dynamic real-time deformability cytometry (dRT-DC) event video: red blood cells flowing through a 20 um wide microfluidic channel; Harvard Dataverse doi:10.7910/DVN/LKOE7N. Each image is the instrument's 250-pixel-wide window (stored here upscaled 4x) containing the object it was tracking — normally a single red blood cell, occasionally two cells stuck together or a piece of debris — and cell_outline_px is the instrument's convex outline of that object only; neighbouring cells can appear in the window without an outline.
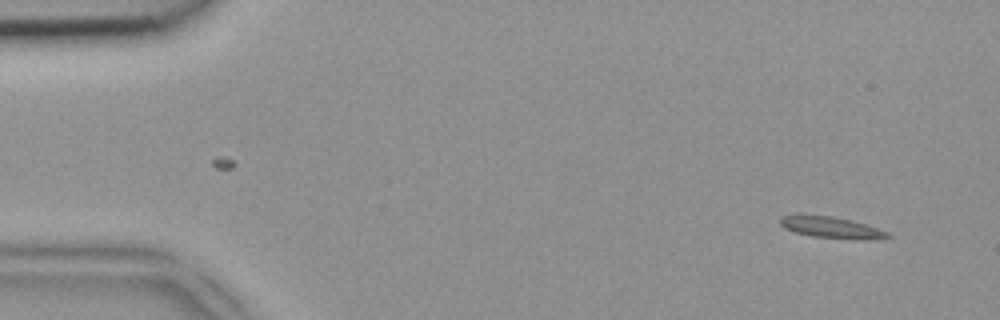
{"species": "common noctule bat (a hibernating species)", "species_latin": "Nyctalus noctula", "temperature_condition": "room temperature", "stored_images_in_passage": 49, "camera_frame_rate_fps": 3000, "um_per_image_px": 0.085, "animal": {"sex": "female", "body_mass_g": 18.4}, "frame": {"image": 1, "passage_image": 3, "time_ms": 0.667, "image_size_px": [1000, 320], "cell_outline_px": [[892, 236], [868, 240], [812, 236], [796, 232], [784, 228], [780, 224], [780, 216], [796, 212], [804, 212], [832, 216], [864, 224], [888, 232]], "centroid_in_image_um": [70.53, 19.28], "position_along_channel_um": 14.5, "area_um2": 13.64}}
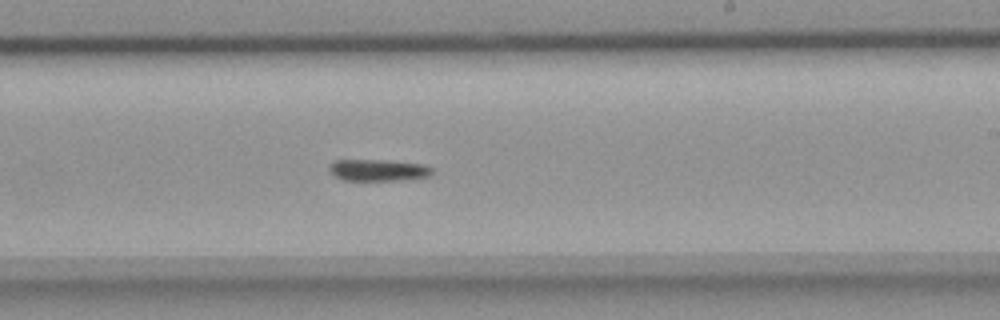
{"frame": {"image": 2, "passage_image": 29, "time_ms": 9.333, "image_size_px": [1000, 320], "cell_outline_px": [[432, 176], [408, 180], [344, 180], [336, 176], [328, 168], [328, 164], [332, 160], [388, 160], [424, 164], [432, 168]], "centroid_in_image_um": [32.18, 14.45], "position_along_channel_um": 256.8, "area_um2": 13.18}}
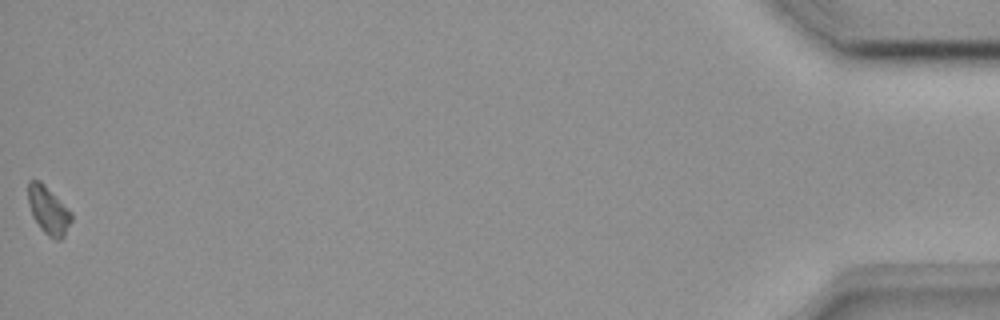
{"frame": {"image": 3, "passage_image": 49, "time_ms": 16.0, "image_size_px": [1000, 320], "cell_outline_px": [[72, 220], [64, 236], [60, 240], [56, 240], [48, 236], [40, 228], [32, 216], [28, 204], [28, 180], [32, 176], [40, 180], [72, 212]], "centroid_in_image_um": [4.09, 17.84], "position_along_channel_um": 431.1, "area_um2": 12.31}}